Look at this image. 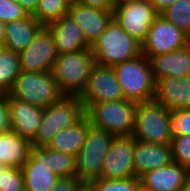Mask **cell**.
I'll return each instance as SVG.
<instances>
[{
    "instance_id": "cell-13",
    "label": "cell",
    "mask_w": 190,
    "mask_h": 191,
    "mask_svg": "<svg viewBox=\"0 0 190 191\" xmlns=\"http://www.w3.org/2000/svg\"><path fill=\"white\" fill-rule=\"evenodd\" d=\"M134 137H113L101 170L102 179L136 177L133 162Z\"/></svg>"
},
{
    "instance_id": "cell-6",
    "label": "cell",
    "mask_w": 190,
    "mask_h": 191,
    "mask_svg": "<svg viewBox=\"0 0 190 191\" xmlns=\"http://www.w3.org/2000/svg\"><path fill=\"white\" fill-rule=\"evenodd\" d=\"M85 115L80 97L63 96L58 102L43 108L42 121L32 146H44L61 130L74 125Z\"/></svg>"
},
{
    "instance_id": "cell-30",
    "label": "cell",
    "mask_w": 190,
    "mask_h": 191,
    "mask_svg": "<svg viewBox=\"0 0 190 191\" xmlns=\"http://www.w3.org/2000/svg\"><path fill=\"white\" fill-rule=\"evenodd\" d=\"M172 161L190 172V136L174 135L171 141Z\"/></svg>"
},
{
    "instance_id": "cell-28",
    "label": "cell",
    "mask_w": 190,
    "mask_h": 191,
    "mask_svg": "<svg viewBox=\"0 0 190 191\" xmlns=\"http://www.w3.org/2000/svg\"><path fill=\"white\" fill-rule=\"evenodd\" d=\"M170 23L180 29L185 35H190V0H176L160 14Z\"/></svg>"
},
{
    "instance_id": "cell-37",
    "label": "cell",
    "mask_w": 190,
    "mask_h": 191,
    "mask_svg": "<svg viewBox=\"0 0 190 191\" xmlns=\"http://www.w3.org/2000/svg\"><path fill=\"white\" fill-rule=\"evenodd\" d=\"M39 0H16L28 15H33L38 7Z\"/></svg>"
},
{
    "instance_id": "cell-3",
    "label": "cell",
    "mask_w": 190,
    "mask_h": 191,
    "mask_svg": "<svg viewBox=\"0 0 190 191\" xmlns=\"http://www.w3.org/2000/svg\"><path fill=\"white\" fill-rule=\"evenodd\" d=\"M95 63L113 67L141 55V44L133 39L114 20L105 32L91 45Z\"/></svg>"
},
{
    "instance_id": "cell-34",
    "label": "cell",
    "mask_w": 190,
    "mask_h": 191,
    "mask_svg": "<svg viewBox=\"0 0 190 191\" xmlns=\"http://www.w3.org/2000/svg\"><path fill=\"white\" fill-rule=\"evenodd\" d=\"M10 130L8 95L0 96V133Z\"/></svg>"
},
{
    "instance_id": "cell-10",
    "label": "cell",
    "mask_w": 190,
    "mask_h": 191,
    "mask_svg": "<svg viewBox=\"0 0 190 191\" xmlns=\"http://www.w3.org/2000/svg\"><path fill=\"white\" fill-rule=\"evenodd\" d=\"M188 44V36L159 14L141 44V53L149 59L174 52Z\"/></svg>"
},
{
    "instance_id": "cell-29",
    "label": "cell",
    "mask_w": 190,
    "mask_h": 191,
    "mask_svg": "<svg viewBox=\"0 0 190 191\" xmlns=\"http://www.w3.org/2000/svg\"><path fill=\"white\" fill-rule=\"evenodd\" d=\"M93 191H136L141 185L138 177L128 179H96L89 182Z\"/></svg>"
},
{
    "instance_id": "cell-8",
    "label": "cell",
    "mask_w": 190,
    "mask_h": 191,
    "mask_svg": "<svg viewBox=\"0 0 190 191\" xmlns=\"http://www.w3.org/2000/svg\"><path fill=\"white\" fill-rule=\"evenodd\" d=\"M113 137L104 129L89 126L83 147L75 157V177L82 183H89L101 177L105 156Z\"/></svg>"
},
{
    "instance_id": "cell-27",
    "label": "cell",
    "mask_w": 190,
    "mask_h": 191,
    "mask_svg": "<svg viewBox=\"0 0 190 191\" xmlns=\"http://www.w3.org/2000/svg\"><path fill=\"white\" fill-rule=\"evenodd\" d=\"M70 4L65 0H39L38 7L32 15L38 22L48 25L68 15Z\"/></svg>"
},
{
    "instance_id": "cell-42",
    "label": "cell",
    "mask_w": 190,
    "mask_h": 191,
    "mask_svg": "<svg viewBox=\"0 0 190 191\" xmlns=\"http://www.w3.org/2000/svg\"><path fill=\"white\" fill-rule=\"evenodd\" d=\"M9 168L10 167L6 165L0 164V176H1V173H5Z\"/></svg>"
},
{
    "instance_id": "cell-35",
    "label": "cell",
    "mask_w": 190,
    "mask_h": 191,
    "mask_svg": "<svg viewBox=\"0 0 190 191\" xmlns=\"http://www.w3.org/2000/svg\"><path fill=\"white\" fill-rule=\"evenodd\" d=\"M81 183L75 176L60 178L51 191H75Z\"/></svg>"
},
{
    "instance_id": "cell-43",
    "label": "cell",
    "mask_w": 190,
    "mask_h": 191,
    "mask_svg": "<svg viewBox=\"0 0 190 191\" xmlns=\"http://www.w3.org/2000/svg\"><path fill=\"white\" fill-rule=\"evenodd\" d=\"M136 191H148V190L145 189L142 185H140Z\"/></svg>"
},
{
    "instance_id": "cell-31",
    "label": "cell",
    "mask_w": 190,
    "mask_h": 191,
    "mask_svg": "<svg viewBox=\"0 0 190 191\" xmlns=\"http://www.w3.org/2000/svg\"><path fill=\"white\" fill-rule=\"evenodd\" d=\"M0 191H25L24 175L21 168H9L0 176Z\"/></svg>"
},
{
    "instance_id": "cell-41",
    "label": "cell",
    "mask_w": 190,
    "mask_h": 191,
    "mask_svg": "<svg viewBox=\"0 0 190 191\" xmlns=\"http://www.w3.org/2000/svg\"><path fill=\"white\" fill-rule=\"evenodd\" d=\"M180 191H190V173L185 178L184 184Z\"/></svg>"
},
{
    "instance_id": "cell-15",
    "label": "cell",
    "mask_w": 190,
    "mask_h": 191,
    "mask_svg": "<svg viewBox=\"0 0 190 191\" xmlns=\"http://www.w3.org/2000/svg\"><path fill=\"white\" fill-rule=\"evenodd\" d=\"M8 103L10 129L32 142L42 121L43 108L9 95Z\"/></svg>"
},
{
    "instance_id": "cell-44",
    "label": "cell",
    "mask_w": 190,
    "mask_h": 191,
    "mask_svg": "<svg viewBox=\"0 0 190 191\" xmlns=\"http://www.w3.org/2000/svg\"><path fill=\"white\" fill-rule=\"evenodd\" d=\"M70 5L75 4L77 0H65Z\"/></svg>"
},
{
    "instance_id": "cell-12",
    "label": "cell",
    "mask_w": 190,
    "mask_h": 191,
    "mask_svg": "<svg viewBox=\"0 0 190 191\" xmlns=\"http://www.w3.org/2000/svg\"><path fill=\"white\" fill-rule=\"evenodd\" d=\"M124 99L125 97L114 69L109 66L95 64L80 97L83 106Z\"/></svg>"
},
{
    "instance_id": "cell-11",
    "label": "cell",
    "mask_w": 190,
    "mask_h": 191,
    "mask_svg": "<svg viewBox=\"0 0 190 191\" xmlns=\"http://www.w3.org/2000/svg\"><path fill=\"white\" fill-rule=\"evenodd\" d=\"M57 55L52 31L44 25L31 44L19 53L21 71L50 72Z\"/></svg>"
},
{
    "instance_id": "cell-36",
    "label": "cell",
    "mask_w": 190,
    "mask_h": 191,
    "mask_svg": "<svg viewBox=\"0 0 190 191\" xmlns=\"http://www.w3.org/2000/svg\"><path fill=\"white\" fill-rule=\"evenodd\" d=\"M76 3L106 11H114L116 6L115 0H77Z\"/></svg>"
},
{
    "instance_id": "cell-7",
    "label": "cell",
    "mask_w": 190,
    "mask_h": 191,
    "mask_svg": "<svg viewBox=\"0 0 190 191\" xmlns=\"http://www.w3.org/2000/svg\"><path fill=\"white\" fill-rule=\"evenodd\" d=\"M8 95L41 108H47L63 97L51 71H21Z\"/></svg>"
},
{
    "instance_id": "cell-4",
    "label": "cell",
    "mask_w": 190,
    "mask_h": 191,
    "mask_svg": "<svg viewBox=\"0 0 190 191\" xmlns=\"http://www.w3.org/2000/svg\"><path fill=\"white\" fill-rule=\"evenodd\" d=\"M112 68L126 100L137 103L154 100L156 82L145 55L141 54Z\"/></svg>"
},
{
    "instance_id": "cell-16",
    "label": "cell",
    "mask_w": 190,
    "mask_h": 191,
    "mask_svg": "<svg viewBox=\"0 0 190 191\" xmlns=\"http://www.w3.org/2000/svg\"><path fill=\"white\" fill-rule=\"evenodd\" d=\"M52 31L58 54L77 52L91 48L85 32L70 17L65 15L47 25Z\"/></svg>"
},
{
    "instance_id": "cell-19",
    "label": "cell",
    "mask_w": 190,
    "mask_h": 191,
    "mask_svg": "<svg viewBox=\"0 0 190 191\" xmlns=\"http://www.w3.org/2000/svg\"><path fill=\"white\" fill-rule=\"evenodd\" d=\"M68 14L82 28L91 44L105 32L106 27L113 19V11L78 3L70 5Z\"/></svg>"
},
{
    "instance_id": "cell-21",
    "label": "cell",
    "mask_w": 190,
    "mask_h": 191,
    "mask_svg": "<svg viewBox=\"0 0 190 191\" xmlns=\"http://www.w3.org/2000/svg\"><path fill=\"white\" fill-rule=\"evenodd\" d=\"M155 82L163 77L190 75V44L174 52L149 58Z\"/></svg>"
},
{
    "instance_id": "cell-23",
    "label": "cell",
    "mask_w": 190,
    "mask_h": 191,
    "mask_svg": "<svg viewBox=\"0 0 190 191\" xmlns=\"http://www.w3.org/2000/svg\"><path fill=\"white\" fill-rule=\"evenodd\" d=\"M31 142L13 130L0 133V164L11 168H21L27 161Z\"/></svg>"
},
{
    "instance_id": "cell-20",
    "label": "cell",
    "mask_w": 190,
    "mask_h": 191,
    "mask_svg": "<svg viewBox=\"0 0 190 191\" xmlns=\"http://www.w3.org/2000/svg\"><path fill=\"white\" fill-rule=\"evenodd\" d=\"M189 173L186 168L172 161L146 172L140 180L141 185L148 191H180Z\"/></svg>"
},
{
    "instance_id": "cell-33",
    "label": "cell",
    "mask_w": 190,
    "mask_h": 191,
    "mask_svg": "<svg viewBox=\"0 0 190 191\" xmlns=\"http://www.w3.org/2000/svg\"><path fill=\"white\" fill-rule=\"evenodd\" d=\"M27 16L26 11L16 0H0V20L5 24Z\"/></svg>"
},
{
    "instance_id": "cell-14",
    "label": "cell",
    "mask_w": 190,
    "mask_h": 191,
    "mask_svg": "<svg viewBox=\"0 0 190 191\" xmlns=\"http://www.w3.org/2000/svg\"><path fill=\"white\" fill-rule=\"evenodd\" d=\"M21 169L25 191H51L60 179L46 165V145L32 146L29 157Z\"/></svg>"
},
{
    "instance_id": "cell-39",
    "label": "cell",
    "mask_w": 190,
    "mask_h": 191,
    "mask_svg": "<svg viewBox=\"0 0 190 191\" xmlns=\"http://www.w3.org/2000/svg\"><path fill=\"white\" fill-rule=\"evenodd\" d=\"M5 37V23L0 20V47H3Z\"/></svg>"
},
{
    "instance_id": "cell-1",
    "label": "cell",
    "mask_w": 190,
    "mask_h": 191,
    "mask_svg": "<svg viewBox=\"0 0 190 191\" xmlns=\"http://www.w3.org/2000/svg\"><path fill=\"white\" fill-rule=\"evenodd\" d=\"M91 48L58 54L51 73L63 96L81 97L95 65Z\"/></svg>"
},
{
    "instance_id": "cell-18",
    "label": "cell",
    "mask_w": 190,
    "mask_h": 191,
    "mask_svg": "<svg viewBox=\"0 0 190 191\" xmlns=\"http://www.w3.org/2000/svg\"><path fill=\"white\" fill-rule=\"evenodd\" d=\"M133 162L136 177L172 162L171 144H155L134 138Z\"/></svg>"
},
{
    "instance_id": "cell-32",
    "label": "cell",
    "mask_w": 190,
    "mask_h": 191,
    "mask_svg": "<svg viewBox=\"0 0 190 191\" xmlns=\"http://www.w3.org/2000/svg\"><path fill=\"white\" fill-rule=\"evenodd\" d=\"M170 132L172 136H190V108L171 111Z\"/></svg>"
},
{
    "instance_id": "cell-2",
    "label": "cell",
    "mask_w": 190,
    "mask_h": 191,
    "mask_svg": "<svg viewBox=\"0 0 190 191\" xmlns=\"http://www.w3.org/2000/svg\"><path fill=\"white\" fill-rule=\"evenodd\" d=\"M136 107L137 102L124 99L87 104L84 109L91 125L118 137L132 135Z\"/></svg>"
},
{
    "instance_id": "cell-38",
    "label": "cell",
    "mask_w": 190,
    "mask_h": 191,
    "mask_svg": "<svg viewBox=\"0 0 190 191\" xmlns=\"http://www.w3.org/2000/svg\"><path fill=\"white\" fill-rule=\"evenodd\" d=\"M158 14L163 13L170 7L176 0H150Z\"/></svg>"
},
{
    "instance_id": "cell-24",
    "label": "cell",
    "mask_w": 190,
    "mask_h": 191,
    "mask_svg": "<svg viewBox=\"0 0 190 191\" xmlns=\"http://www.w3.org/2000/svg\"><path fill=\"white\" fill-rule=\"evenodd\" d=\"M90 125L88 117L84 115L74 125L59 131L46 146L52 150L68 153L76 157L83 147Z\"/></svg>"
},
{
    "instance_id": "cell-25",
    "label": "cell",
    "mask_w": 190,
    "mask_h": 191,
    "mask_svg": "<svg viewBox=\"0 0 190 191\" xmlns=\"http://www.w3.org/2000/svg\"><path fill=\"white\" fill-rule=\"evenodd\" d=\"M20 73L19 53L0 47V96L9 94Z\"/></svg>"
},
{
    "instance_id": "cell-22",
    "label": "cell",
    "mask_w": 190,
    "mask_h": 191,
    "mask_svg": "<svg viewBox=\"0 0 190 191\" xmlns=\"http://www.w3.org/2000/svg\"><path fill=\"white\" fill-rule=\"evenodd\" d=\"M44 25L32 15L5 24L3 47L20 53L25 50Z\"/></svg>"
},
{
    "instance_id": "cell-26",
    "label": "cell",
    "mask_w": 190,
    "mask_h": 191,
    "mask_svg": "<svg viewBox=\"0 0 190 191\" xmlns=\"http://www.w3.org/2000/svg\"><path fill=\"white\" fill-rule=\"evenodd\" d=\"M46 165L60 178L75 176L76 159L73 155L46 146Z\"/></svg>"
},
{
    "instance_id": "cell-9",
    "label": "cell",
    "mask_w": 190,
    "mask_h": 191,
    "mask_svg": "<svg viewBox=\"0 0 190 191\" xmlns=\"http://www.w3.org/2000/svg\"><path fill=\"white\" fill-rule=\"evenodd\" d=\"M159 14L150 0H127L117 3L113 19L138 43L145 41L148 31Z\"/></svg>"
},
{
    "instance_id": "cell-5",
    "label": "cell",
    "mask_w": 190,
    "mask_h": 191,
    "mask_svg": "<svg viewBox=\"0 0 190 191\" xmlns=\"http://www.w3.org/2000/svg\"><path fill=\"white\" fill-rule=\"evenodd\" d=\"M170 114L171 111L156 100L138 102L132 136L142 142L171 144Z\"/></svg>"
},
{
    "instance_id": "cell-45",
    "label": "cell",
    "mask_w": 190,
    "mask_h": 191,
    "mask_svg": "<svg viewBox=\"0 0 190 191\" xmlns=\"http://www.w3.org/2000/svg\"><path fill=\"white\" fill-rule=\"evenodd\" d=\"M124 1H127V0H115L116 4L120 2H124Z\"/></svg>"
},
{
    "instance_id": "cell-17",
    "label": "cell",
    "mask_w": 190,
    "mask_h": 191,
    "mask_svg": "<svg viewBox=\"0 0 190 191\" xmlns=\"http://www.w3.org/2000/svg\"><path fill=\"white\" fill-rule=\"evenodd\" d=\"M154 100L169 111L190 108V75L163 77L156 81Z\"/></svg>"
},
{
    "instance_id": "cell-40",
    "label": "cell",
    "mask_w": 190,
    "mask_h": 191,
    "mask_svg": "<svg viewBox=\"0 0 190 191\" xmlns=\"http://www.w3.org/2000/svg\"><path fill=\"white\" fill-rule=\"evenodd\" d=\"M75 191H93L89 183H81Z\"/></svg>"
}]
</instances>
